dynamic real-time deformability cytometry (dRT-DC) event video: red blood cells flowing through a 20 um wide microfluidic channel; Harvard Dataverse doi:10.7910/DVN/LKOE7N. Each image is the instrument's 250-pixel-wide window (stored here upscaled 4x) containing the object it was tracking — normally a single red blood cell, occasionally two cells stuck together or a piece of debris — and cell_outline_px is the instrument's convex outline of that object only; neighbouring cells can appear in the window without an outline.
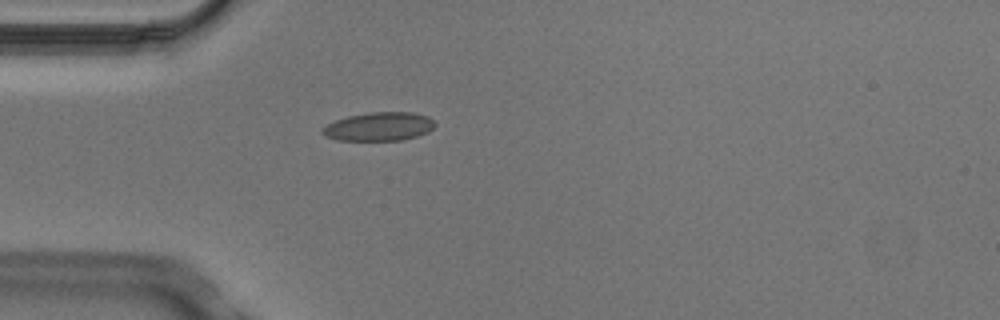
{"species": "Egyptian fruit bat (a non-hibernating species)", "species_latin": "Rousettus aegyptiacus", "temperature_condition": "cold", "stored_images_in_passage": 1, "camera_frame_rate_fps": 3000, "um_per_image_px": 0.085, "animal": {"sex": "male"}, "frame": {"image": 1, "passage_image": 1, "time_ms": 0.0, "image_size_px": [1000, 320], "cell_outline_px": [[436, 124], [428, 132], [416, 136], [400, 140], [336, 140], [324, 136], [320, 132], [328, 124], [336, 120], [348, 116], [372, 112], [412, 112], [428, 116]], "centroid_in_image_um": [32.21, 10.76], "position_along_channel_um": 52.8, "area_um2": 18.61}}